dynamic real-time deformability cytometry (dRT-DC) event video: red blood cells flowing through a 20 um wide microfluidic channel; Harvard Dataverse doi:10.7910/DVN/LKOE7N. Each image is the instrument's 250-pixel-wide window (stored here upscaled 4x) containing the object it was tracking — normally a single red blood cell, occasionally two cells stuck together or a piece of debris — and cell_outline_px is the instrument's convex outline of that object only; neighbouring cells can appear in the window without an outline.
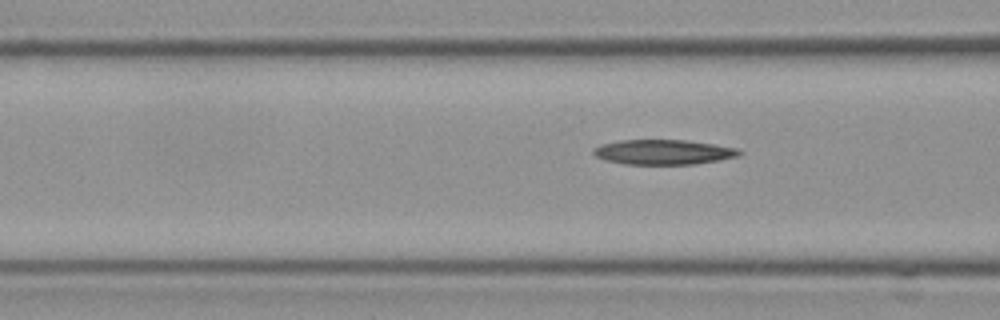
{"species": "Egyptian fruit bat (a non-hibernating species)", "species_latin": "Rousettus aegyptiacus", "temperature_condition": "cold", "stored_images_in_passage": 8, "segment_of_instrument_passage": [2, 2], "camera_frame_rate_fps": 3000, "um_per_image_px": 0.085, "frame": {"image": 1, "passage_image": 8, "time_ms": 2.333, "image_size_px": [1000, 320], "cell_outline_px": [[744, 152], [740, 156], [720, 160], [696, 164], [624, 164], [604, 160], [596, 156], [592, 152], [592, 148], [600, 144], [620, 140], [684, 140], [712, 144], [736, 148]], "centroid_in_image_um": [56.37, 12.93], "position_along_channel_um": 110.2, "area_um2": 21.27}}